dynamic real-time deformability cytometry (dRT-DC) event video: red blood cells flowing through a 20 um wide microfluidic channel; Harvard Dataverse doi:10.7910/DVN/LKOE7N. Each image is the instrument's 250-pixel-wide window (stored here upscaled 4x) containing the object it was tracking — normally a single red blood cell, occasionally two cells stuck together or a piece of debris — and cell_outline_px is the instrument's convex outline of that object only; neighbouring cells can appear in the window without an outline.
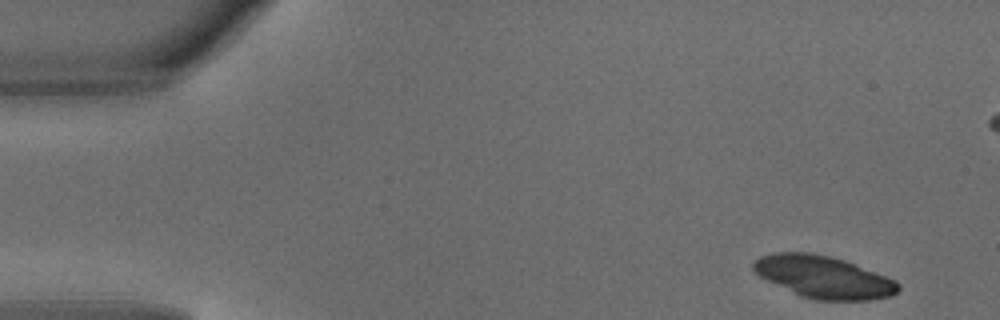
{"species": "common noctule bat (a hibernating species)", "species_latin": "Nyctalus noctula", "temperature_condition": "warm", "stored_images_in_passage": 4, "segment_of_instrument_passage": [1, 2], "camera_frame_rate_fps": 3000, "um_per_image_px": 0.085, "animal": {"sex": "male", "body_mass_g": 18.8}, "frame": {"image": 1, "passage_image": 1, "time_ms": 0.0, "image_size_px": [1000, 320], "cell_outline_px": [[900, 288], [892, 296], [868, 300], [816, 300], [800, 296], [760, 276], [752, 268], [752, 260], [760, 256], [772, 252], [812, 252], [844, 260], [896, 280], [900, 284]], "centroid_in_image_um": [69.99, 23.54], "position_along_channel_um": 15.0, "area_um2": 35.55}}